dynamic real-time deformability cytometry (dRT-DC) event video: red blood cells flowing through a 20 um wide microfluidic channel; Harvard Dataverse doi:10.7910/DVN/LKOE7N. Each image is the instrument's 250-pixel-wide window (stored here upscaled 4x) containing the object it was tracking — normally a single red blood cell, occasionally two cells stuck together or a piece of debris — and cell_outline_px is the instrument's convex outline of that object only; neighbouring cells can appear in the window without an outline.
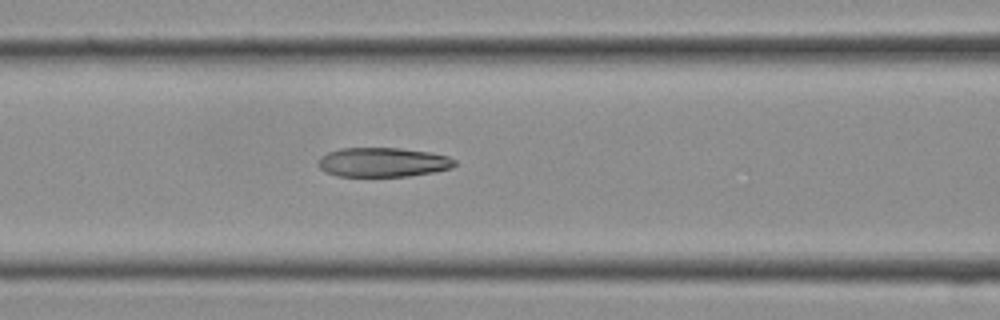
{"species": "Egyptian fruit bat (a non-hibernating species)", "species_latin": "Rousettus aegyptiacus", "temperature_condition": "cold", "stored_images_in_passage": 27, "camera_frame_rate_fps": 3000, "um_per_image_px": 0.085, "frame": {"image": 1, "passage_image": 10, "time_ms": 3.0, "image_size_px": [1000, 320], "cell_outline_px": [[456, 164], [452, 168], [432, 172], [408, 176], [336, 176], [324, 172], [316, 164], [316, 160], [320, 156], [328, 152], [340, 148], [400, 148], [428, 152], [448, 156], [456, 160]], "centroid_in_image_um": [32.49, 13.79], "position_along_channel_um": 134.1, "area_um2": 23.52}}
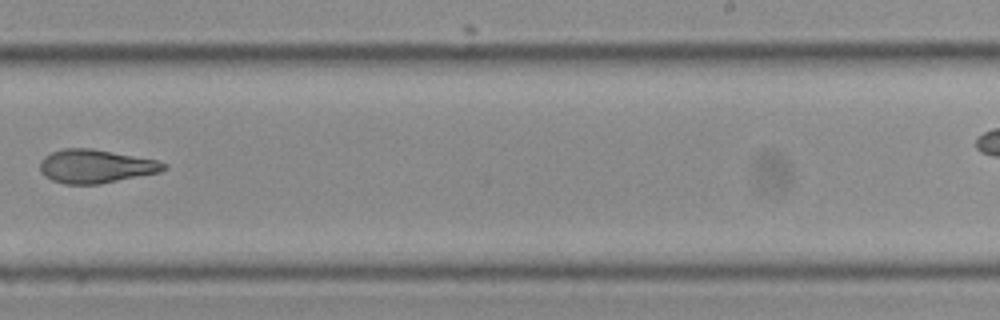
{"frame": {"image": 2, "passage_image": 16, "time_ms": 5.0, "image_size_px": [1000, 320], "cell_outline_px": [[168, 168], [160, 172], [100, 184], [64, 184], [52, 180], [44, 176], [40, 172], [40, 160], [44, 156], [52, 152], [64, 148], [92, 148], [156, 160], [168, 164]], "centroid_in_image_um": [8.12, 14.13], "position_along_channel_um": 280.9, "area_um2": 24.28}}
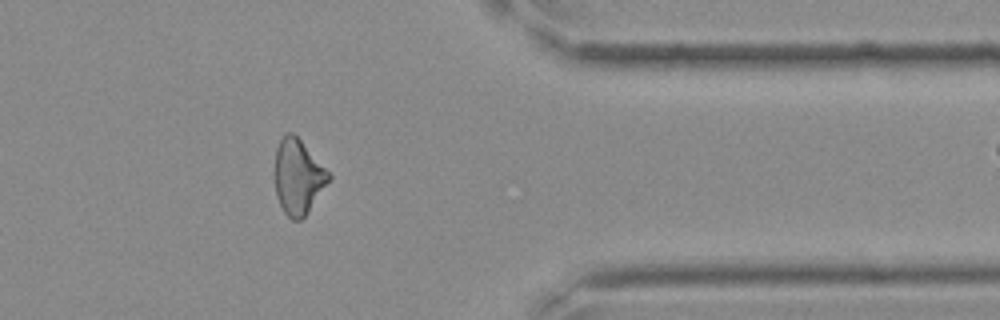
{"frame": {"image": 3, "passage_image": 21, "time_ms": 6.667, "image_size_px": [1000, 320], "cell_outline_px": [[332, 176], [304, 216], [300, 220], [292, 220], [284, 212], [276, 196], [272, 172], [276, 148], [280, 140], [288, 132], [292, 132], [300, 140]], "centroid_in_image_um": [25.26, 15.02], "position_along_channel_um": 386.1, "area_um2": 23.41}}